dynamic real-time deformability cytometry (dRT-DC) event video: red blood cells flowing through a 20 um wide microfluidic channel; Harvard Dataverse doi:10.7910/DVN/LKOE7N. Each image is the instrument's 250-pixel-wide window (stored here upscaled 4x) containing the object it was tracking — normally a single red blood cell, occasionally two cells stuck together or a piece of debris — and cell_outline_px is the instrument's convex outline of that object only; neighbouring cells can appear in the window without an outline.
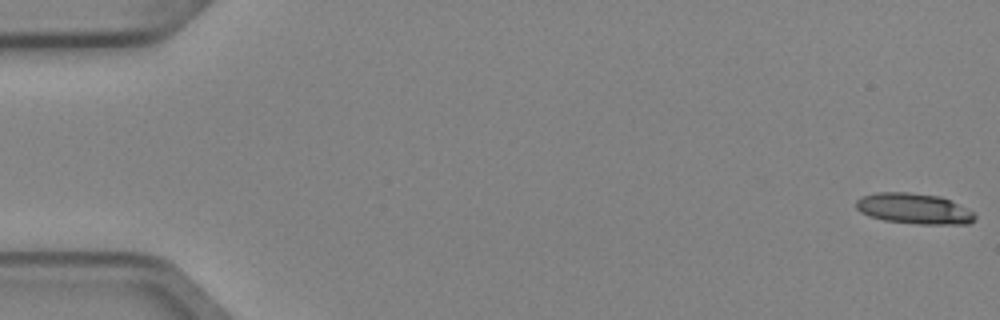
{"species": "Egyptian fruit bat (a non-hibernating species)", "species_latin": "Rousettus aegyptiacus", "temperature_condition": "cold", "stored_images_in_passage": 5, "camera_frame_rate_fps": 3000, "um_per_image_px": 0.085, "animal": {"sex": "female"}, "frame": {"image": 1, "passage_image": 1, "time_ms": 0.0, "image_size_px": [1000, 320], "cell_outline_px": [[976, 216], [968, 224], [920, 224], [884, 220], [868, 216], [860, 212], [856, 208], [856, 200], [864, 196], [876, 192], [908, 192], [940, 196], [972, 212]], "centroid_in_image_um": [77.63, 17.73], "position_along_channel_um": 7.4, "area_um2": 20.92}}
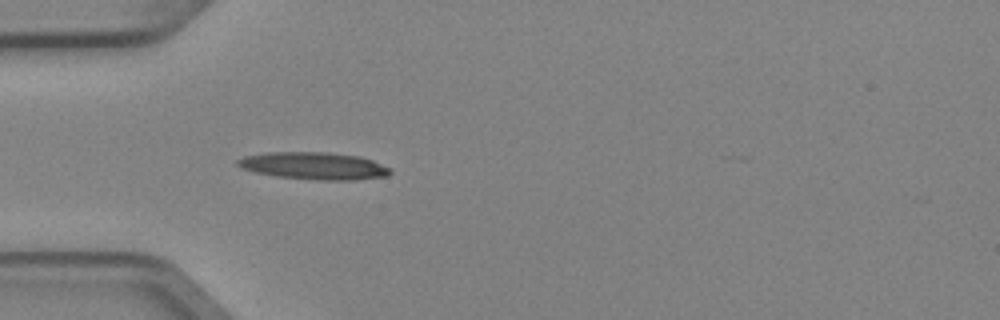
{"frame": {"image": 2, "passage_image": 5, "time_ms": 1.333, "image_size_px": [1000, 320], "cell_outline_px": [[392, 172], [388, 176], [356, 180], [316, 180], [276, 176], [256, 172], [240, 168], [236, 164], [236, 160], [244, 156], [268, 152], [328, 152], [360, 156], [372, 160], [392, 168]], "centroid_in_image_um": [26.71, 14.09], "position_along_channel_um": 58.3, "area_um2": 24.51}}